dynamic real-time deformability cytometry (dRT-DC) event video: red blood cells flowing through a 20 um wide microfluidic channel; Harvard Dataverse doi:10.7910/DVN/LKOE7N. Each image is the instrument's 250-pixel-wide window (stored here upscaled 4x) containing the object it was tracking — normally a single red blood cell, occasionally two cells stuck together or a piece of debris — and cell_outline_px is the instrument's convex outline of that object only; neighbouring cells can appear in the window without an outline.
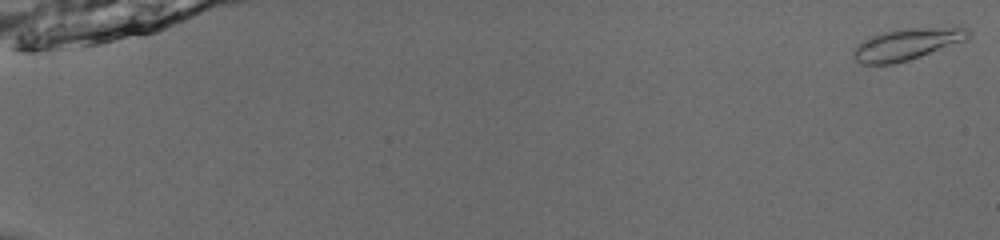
{"species": "common noctule bat (a hibernating species)", "species_latin": "Nyctalus noctula", "temperature_condition": "room temperature", "stored_images_in_passage": 54, "camera_frame_rate_fps": 3000, "um_per_image_px": 0.085, "animal": {"sex": "male", "body_mass_g": 13.0, "forearm_length_mm": 53.1}, "frame": {"image": 1, "passage_image": 1, "time_ms": 0.0, "image_size_px": [1000, 240], "cell_outline_px": [[968, 40], [908, 60], [892, 64], [864, 64], [856, 60], [852, 52], [864, 40], [872, 36], [884, 32], [908, 28], [968, 28]], "centroid_in_image_um": [77.09, 3.77], "position_along_channel_um": 7.9, "area_um2": 20.52}}
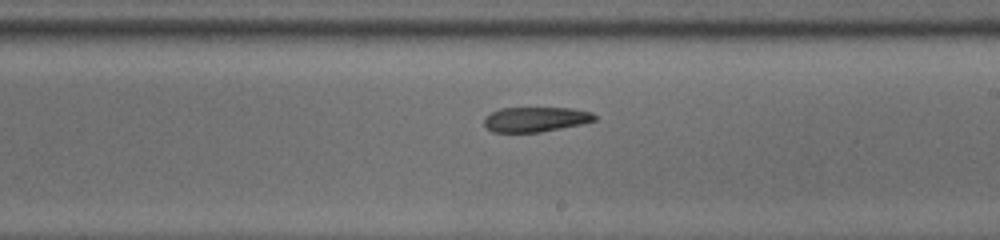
{"frame": {"image": 2, "passage_image": 34, "time_ms": 11.0, "image_size_px": [1000, 240], "cell_outline_px": [[596, 120], [580, 124], [540, 132], [492, 132], [484, 124], [484, 116], [500, 108], [572, 108], [592, 112], [596, 116]], "centroid_in_image_um": [45.51, 10.14], "position_along_channel_um": 243.5, "area_um2": 15.95}}
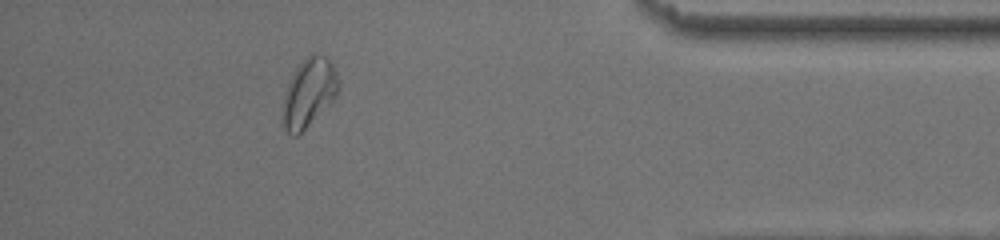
{"frame": {"image": 3, "passage_image": 49, "time_ms": 16.0, "image_size_px": [1000, 240], "cell_outline_px": [[340, 84], [336, 96], [296, 136], [288, 132], [280, 116], [284, 96], [288, 84], [296, 68], [308, 56], [316, 52], [324, 56], [332, 64], [336, 72]], "centroid_in_image_um": [26.24, 7.85], "position_along_channel_um": 409.0, "area_um2": 21.68}}